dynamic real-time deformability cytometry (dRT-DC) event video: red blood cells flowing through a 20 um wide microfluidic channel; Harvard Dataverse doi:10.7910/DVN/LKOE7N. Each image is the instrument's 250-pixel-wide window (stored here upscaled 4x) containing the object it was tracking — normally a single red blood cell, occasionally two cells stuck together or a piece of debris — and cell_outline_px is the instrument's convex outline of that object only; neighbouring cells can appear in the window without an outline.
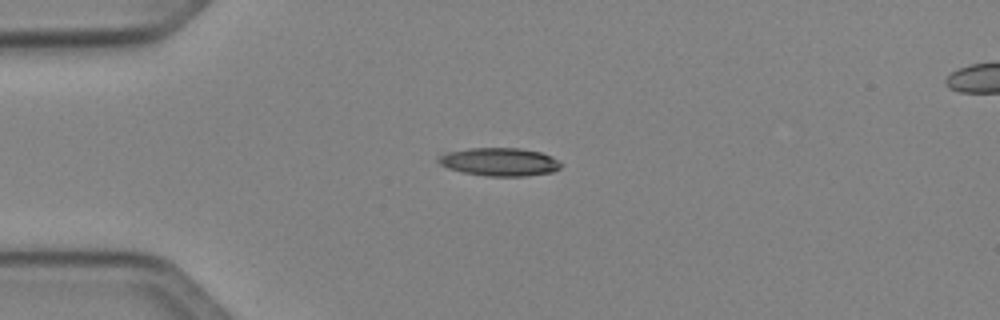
{"species": "Egyptian fruit bat (a non-hibernating species)", "species_latin": "Rousettus aegyptiacus", "temperature_condition": "cold", "stored_images_in_passage": 4, "camera_frame_rate_fps": 3000, "um_per_image_px": 0.085, "animal": {"sex": "female"}, "frame": {"image": 1, "passage_image": 2, "time_ms": 2.0, "image_size_px": [1000, 320], "cell_outline_px": [[560, 168], [552, 172], [524, 176], [488, 176], [464, 172], [448, 168], [440, 164], [436, 160], [436, 156], [444, 152], [468, 148], [520, 148], [540, 152], [552, 156], [560, 164]], "centroid_in_image_um": [42.4, 13.74], "position_along_channel_um": 42.6, "area_um2": 20.11}}
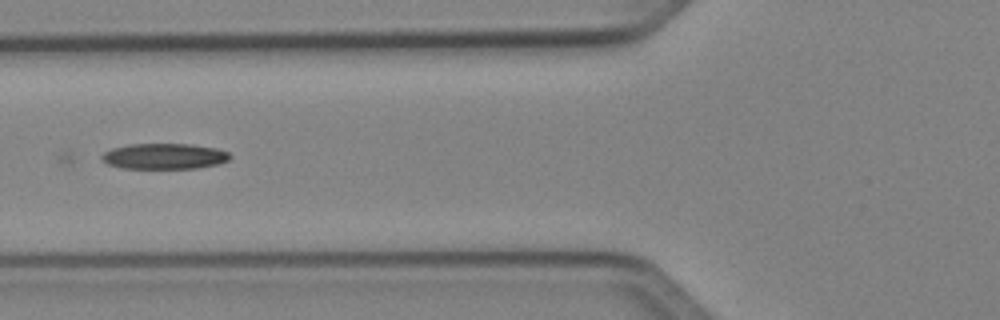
{"frame": {"image": 2, "passage_image": 4, "time_ms": 4.333, "image_size_px": [1000, 320], "cell_outline_px": [[232, 156], [228, 160], [220, 164], [196, 168], [120, 168], [108, 164], [100, 160], [100, 156], [104, 152], [112, 148], [128, 144], [192, 144], [216, 148], [228, 152]], "centroid_in_image_um": [13.95, 13.28], "position_along_channel_um": 111.8, "area_um2": 19.36}}